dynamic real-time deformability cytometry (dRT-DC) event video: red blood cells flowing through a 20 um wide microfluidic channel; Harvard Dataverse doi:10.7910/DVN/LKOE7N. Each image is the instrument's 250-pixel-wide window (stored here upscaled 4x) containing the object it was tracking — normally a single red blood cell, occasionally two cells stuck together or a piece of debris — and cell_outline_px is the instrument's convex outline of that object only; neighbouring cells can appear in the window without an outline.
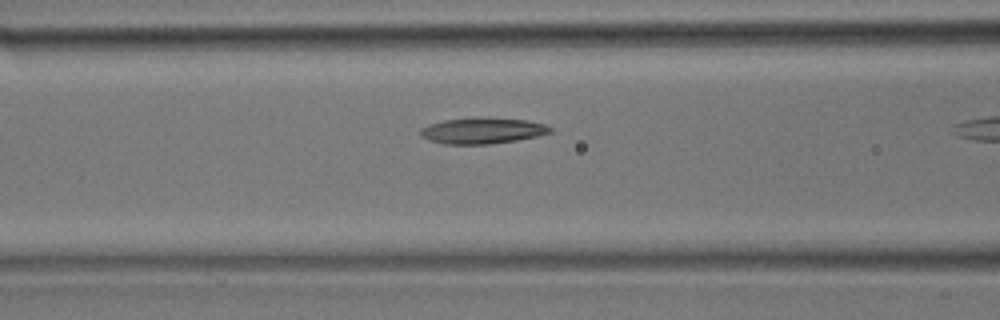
{"species": "common noctule bat (a hibernating species)", "species_latin": "Nyctalus noctula", "temperature_condition": "room temperature", "stored_images_in_passage": 10, "camera_frame_rate_fps": 3000, "um_per_image_px": 0.085, "animal": {"sex": "male", "body_mass_g": 17.9}, "frame": {"image": 1, "passage_image": 7, "time_ms": 2.0, "image_size_px": [1000, 320], "cell_outline_px": [[552, 132], [536, 136], [516, 140], [488, 144], [444, 144], [428, 140], [420, 136], [420, 128], [428, 124], [444, 120], [476, 116], [528, 120], [544, 124], [552, 128]], "centroid_in_image_um": [40.96, 11.09], "position_along_channel_um": 125.6, "area_um2": 19.94}}
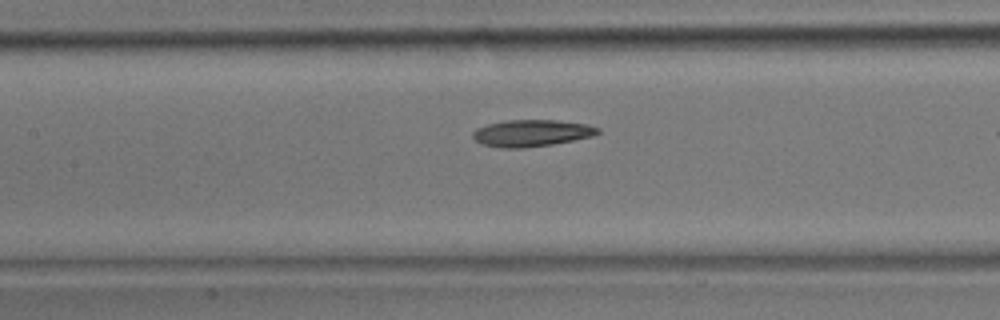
{"frame": {"image": 2, "passage_image": 9, "time_ms": 2.667, "image_size_px": [1000, 320], "cell_outline_px": [[600, 132], [592, 136], [552, 144], [524, 148], [500, 148], [484, 144], [476, 140], [472, 136], [472, 132], [476, 128], [488, 124], [504, 120], [556, 120], [588, 124], [600, 128]], "centroid_in_image_um": [45.18, 11.3], "position_along_channel_um": 162.2, "area_um2": 19.48}}